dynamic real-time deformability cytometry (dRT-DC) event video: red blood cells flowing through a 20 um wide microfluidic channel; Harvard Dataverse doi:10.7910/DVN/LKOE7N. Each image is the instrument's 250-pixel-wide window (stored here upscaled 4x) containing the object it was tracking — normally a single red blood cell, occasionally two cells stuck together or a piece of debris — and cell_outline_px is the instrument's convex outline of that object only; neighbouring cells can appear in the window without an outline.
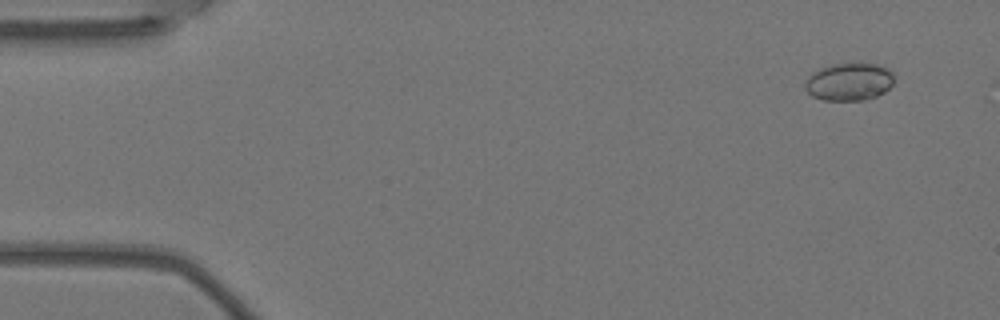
{"species": "Egyptian fruit bat (a non-hibernating species)", "species_latin": "Rousettus aegyptiacus", "temperature_condition": "warm", "stored_images_in_passage": 2, "camera_frame_rate_fps": 3000, "um_per_image_px": 0.085, "animal": {"sex": "female"}, "frame": {"image": 1, "passage_image": 1, "time_ms": 0.0, "image_size_px": [1000, 320], "cell_outline_px": [[892, 84], [884, 92], [876, 96], [864, 100], [824, 100], [812, 96], [804, 88], [804, 84], [808, 76], [812, 72], [820, 68], [832, 64], [860, 60], [876, 64], [888, 68], [892, 72]], "centroid_in_image_um": [72.16, 6.9], "position_along_channel_um": 12.8, "area_um2": 20.06}}